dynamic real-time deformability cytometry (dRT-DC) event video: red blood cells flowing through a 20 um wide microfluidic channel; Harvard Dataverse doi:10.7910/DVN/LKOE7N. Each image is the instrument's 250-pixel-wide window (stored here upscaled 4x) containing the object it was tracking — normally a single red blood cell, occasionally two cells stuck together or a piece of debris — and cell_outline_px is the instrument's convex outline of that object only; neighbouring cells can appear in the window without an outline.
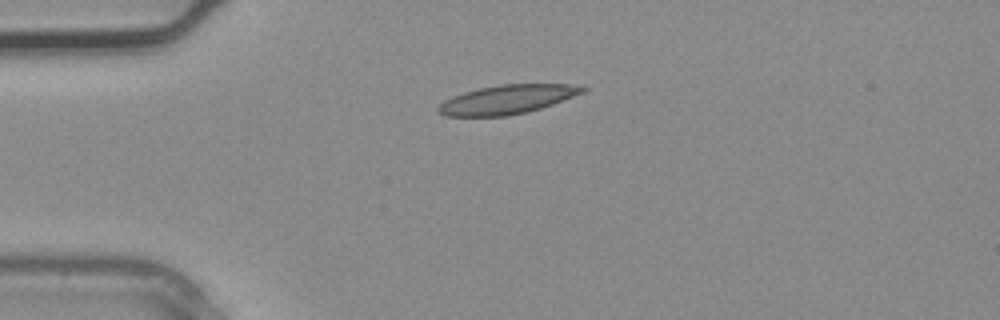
{"species": "common noctule bat (a hibernating species)", "species_latin": "Nyctalus noctula", "temperature_condition": "warm", "stored_images_in_passage": 2, "camera_frame_rate_fps": 3000, "um_per_image_px": 0.085, "animal": {"sex": "male", "body_mass_g": 20.4}, "frame": {"image": 1, "passage_image": 2, "time_ms": 0.333, "image_size_px": [1000, 320], "cell_outline_px": [[588, 88], [584, 92], [552, 104], [528, 112], [508, 116], [444, 116], [436, 112], [436, 108], [444, 100], [452, 96], [464, 92], [480, 88], [500, 84], [568, 84]], "centroid_in_image_um": [43.05, 8.46], "position_along_channel_um": 41.9, "area_um2": 24.33}}